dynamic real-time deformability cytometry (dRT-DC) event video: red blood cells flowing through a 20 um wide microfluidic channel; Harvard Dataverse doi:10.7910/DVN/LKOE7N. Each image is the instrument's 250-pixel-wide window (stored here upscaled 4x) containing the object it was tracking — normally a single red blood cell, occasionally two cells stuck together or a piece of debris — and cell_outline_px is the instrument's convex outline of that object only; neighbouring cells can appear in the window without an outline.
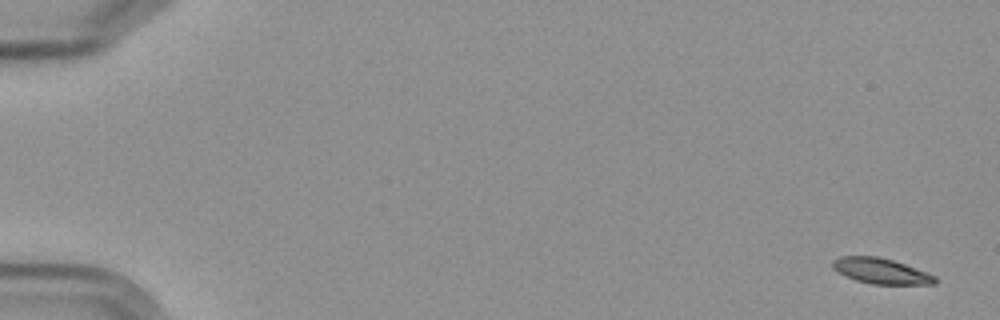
{"species": "Egyptian fruit bat (a non-hibernating species)", "species_latin": "Rousettus aegyptiacus", "temperature_condition": "cold", "stored_images_in_passage": 7, "camera_frame_rate_fps": 3000, "um_per_image_px": 0.085, "frame": {"image": 1, "passage_image": 1, "time_ms": 0.0, "image_size_px": [1000, 320], "cell_outline_px": [[936, 284], [872, 284], [856, 280], [832, 268], [832, 260], [840, 256], [876, 256], [892, 260], [904, 264], [936, 276]], "centroid_in_image_um": [74.87, 23.03], "position_along_channel_um": 10.1, "area_um2": 14.97}}
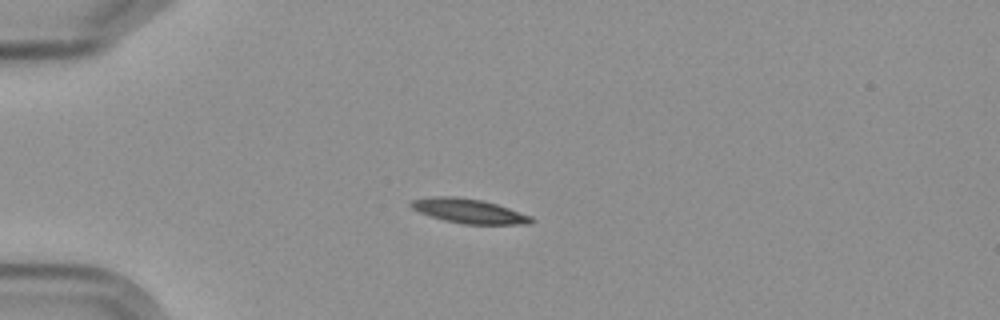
{"frame": {"image": 2, "passage_image": 5, "time_ms": 4.667, "image_size_px": [1000, 320], "cell_outline_px": [[536, 220], [532, 224], [464, 224], [444, 220], [420, 212], [412, 208], [408, 204], [412, 200], [436, 196], [456, 196], [480, 200], [496, 204], [532, 216]], "centroid_in_image_um": [39.89, 17.94], "position_along_channel_um": 45.1, "area_um2": 16.99}}
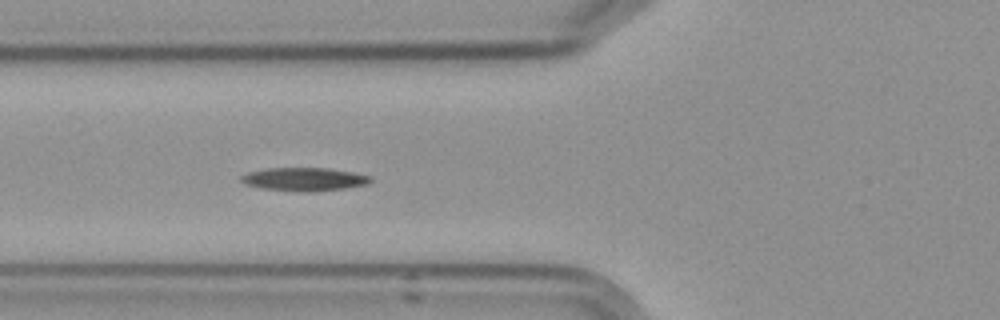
{"frame": {"image": 3, "passage_image": 7, "time_ms": 7.0, "image_size_px": [1000, 320], "cell_outline_px": [[372, 180], [368, 184], [344, 188], [264, 188], [244, 184], [240, 180], [240, 176], [248, 172], [268, 168], [328, 168], [352, 172], [372, 176]], "centroid_in_image_um": [25.86, 15.16], "position_along_channel_um": 99.9, "area_um2": 16.24}}